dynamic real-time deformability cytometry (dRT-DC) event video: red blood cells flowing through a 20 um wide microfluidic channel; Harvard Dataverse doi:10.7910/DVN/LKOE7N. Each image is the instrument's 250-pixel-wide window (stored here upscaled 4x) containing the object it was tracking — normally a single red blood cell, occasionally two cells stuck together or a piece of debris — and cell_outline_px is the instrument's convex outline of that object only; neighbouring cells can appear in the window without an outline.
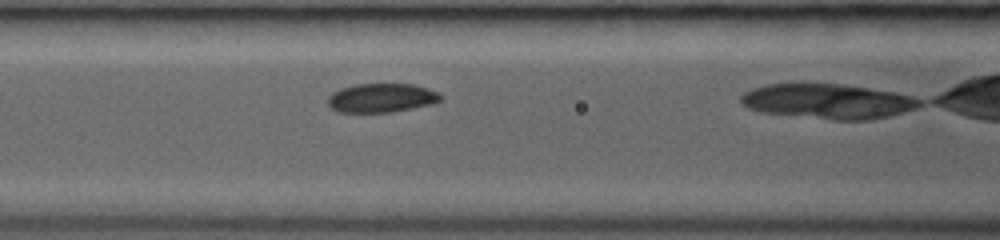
{"species": "common noctule bat (a hibernating species)", "species_latin": "Nyctalus noctula", "temperature_condition": "room temperature", "stored_images_in_passage": 5, "camera_frame_rate_fps": 3000, "um_per_image_px": 0.085, "animal": {"sex": "female", "body_mass_g": 19.0, "forearm_length_mm": 53.3}, "frame": {"image": 1, "passage_image": 4, "time_ms": 2.0, "image_size_px": [1000, 240], "cell_outline_px": [[444, 100], [432, 104], [392, 112], [336, 112], [328, 104], [328, 96], [332, 92], [340, 88], [356, 84], [416, 84], [428, 88], [436, 92]], "centroid_in_image_um": [32.42, 8.32], "position_along_channel_um": 134.2, "area_um2": 19.13}}